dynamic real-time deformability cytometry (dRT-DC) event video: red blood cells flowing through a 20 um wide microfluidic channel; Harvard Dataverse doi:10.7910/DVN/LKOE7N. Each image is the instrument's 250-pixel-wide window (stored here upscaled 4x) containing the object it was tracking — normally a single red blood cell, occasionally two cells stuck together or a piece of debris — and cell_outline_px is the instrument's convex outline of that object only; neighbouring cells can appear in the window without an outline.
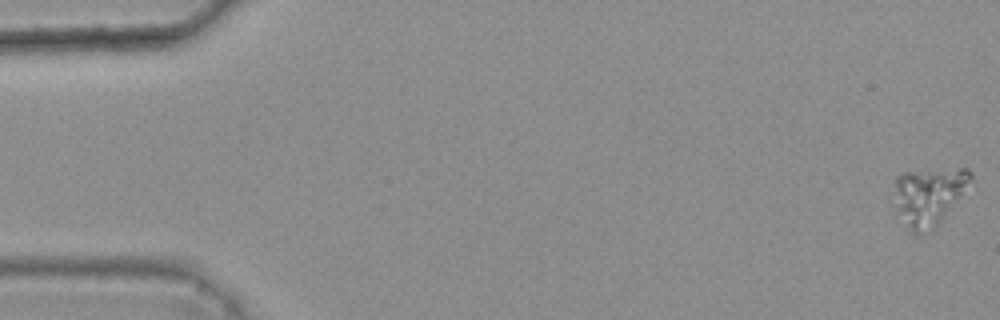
{"species": "common noctule bat (a hibernating species)", "species_latin": "Nyctalus noctula", "temperature_condition": "warm", "stored_images_in_passage": 4, "camera_frame_rate_fps": 3000, "um_per_image_px": 0.085, "animal": {"sex": "female", "body_mass_g": 25.1}, "frame": {"image": 1, "passage_image": 1, "time_ms": 0.0, "image_size_px": [1000, 320], "cell_outline_px": [[972, 180], [936, 224], [916, 232], [912, 232], [896, 212], [896, 176], [904, 172], [960, 168], [968, 168], [972, 172]], "centroid_in_image_um": [78.93, 16.58], "position_along_channel_um": 6.1, "area_um2": 24.39}}
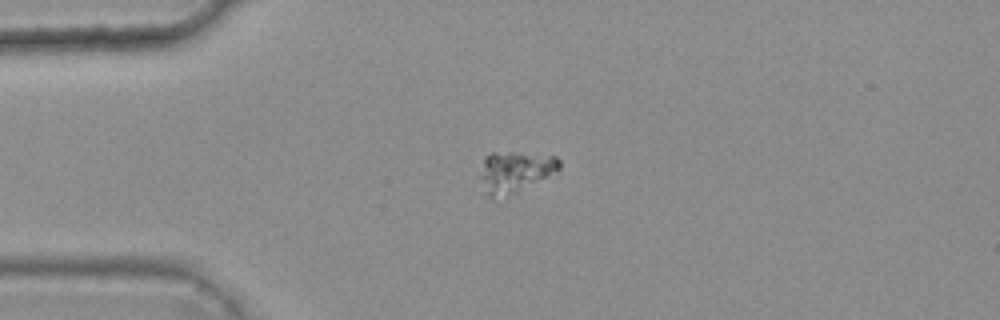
{"frame": {"image": 2, "passage_image": 4, "time_ms": 1.0, "image_size_px": [1000, 320], "cell_outline_px": [[560, 168], [548, 176], [504, 200], [488, 196], [480, 176], [484, 160], [492, 152], [516, 152], [556, 156], [560, 160]], "centroid_in_image_um": [43.79, 14.63], "position_along_channel_um": 41.2, "area_um2": 19.02}}